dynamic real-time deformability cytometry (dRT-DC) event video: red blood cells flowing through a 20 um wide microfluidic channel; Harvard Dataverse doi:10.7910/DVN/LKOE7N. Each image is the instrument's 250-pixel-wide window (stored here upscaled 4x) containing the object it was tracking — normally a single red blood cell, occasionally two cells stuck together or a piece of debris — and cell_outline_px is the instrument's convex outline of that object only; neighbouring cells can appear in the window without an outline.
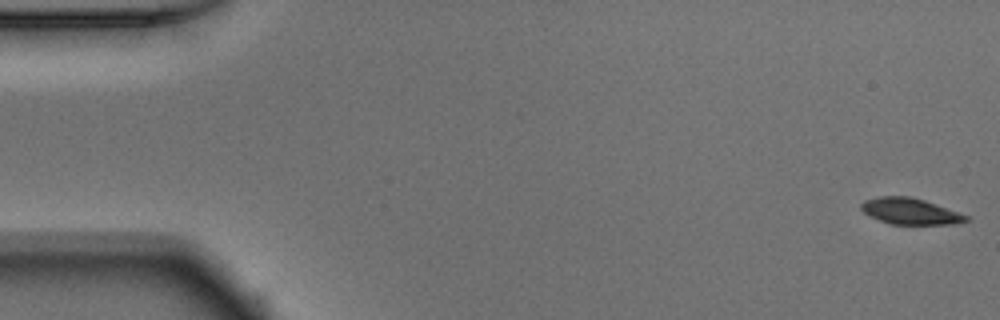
{"species": "Egyptian fruit bat (a non-hibernating species)", "species_latin": "Rousettus aegyptiacus", "temperature_condition": "warm", "stored_images_in_passage": 52, "camera_frame_rate_fps": 3000, "um_per_image_px": 0.085, "animal": {"sex": "male"}, "frame": {"image": 1, "passage_image": 1, "time_ms": 0.0, "image_size_px": [1000, 320], "cell_outline_px": [[968, 220], [952, 224], [892, 224], [868, 216], [860, 208], [860, 204], [864, 200], [880, 196], [908, 196], [924, 200], [936, 204], [968, 216]], "centroid_in_image_um": [77.31, 17.95], "position_along_channel_um": 7.7, "area_um2": 15.84}}
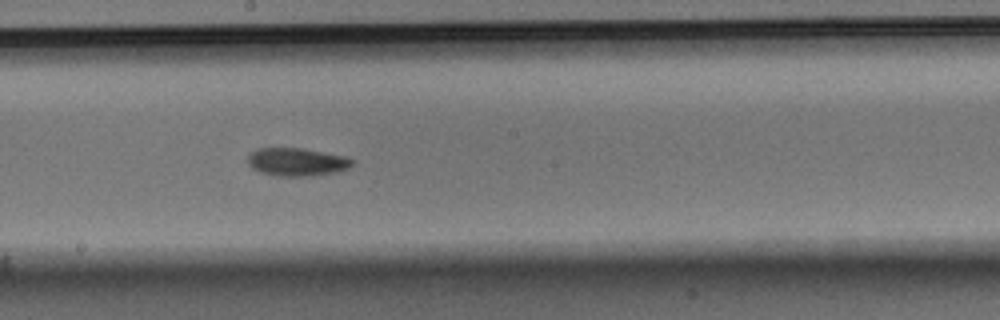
{"frame": {"image": 2, "passage_image": 28, "time_ms": 9.0, "image_size_px": [1000, 320], "cell_outline_px": [[356, 160], [348, 168], [340, 172], [312, 176], [272, 176], [260, 172], [252, 168], [248, 164], [248, 152], [256, 148], [300, 148], [344, 156]], "centroid_in_image_um": [25.21, 13.77], "position_along_channel_um": 223.0, "area_um2": 17.34}}
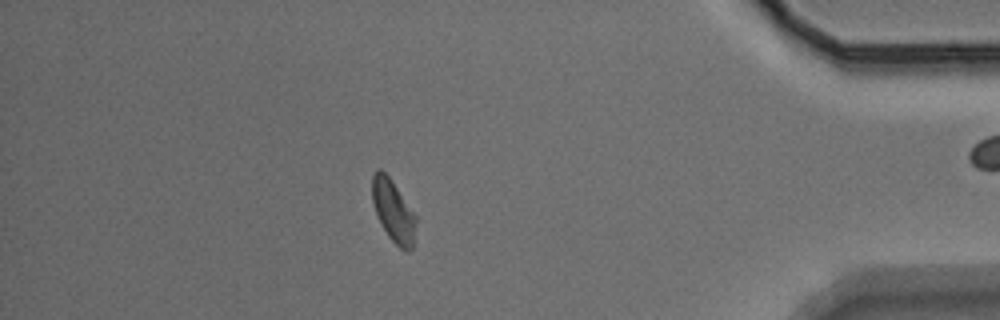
{"frame": {"image": 3, "passage_image": 45, "time_ms": 14.667, "image_size_px": [1000, 320], "cell_outline_px": [[416, 224], [412, 248], [408, 252], [404, 252], [388, 236], [376, 216], [372, 200], [372, 172], [376, 168], [380, 168], [388, 176], [416, 216]], "centroid_in_image_um": [33.4, 17.94], "position_along_channel_um": 401.8, "area_um2": 15.78}, "authors_computed_cell_mechanics": {"area_um2": 16.3574, "velocity_mm_per_s": 3.9016, "shape_relaxation_time_tau1_ms": 3.1637, "shape_relaxation_time_tau2_ms": 6.605, "deformation_change_tau1": 0.1085, "deformation_change_tau2": 0.1079}}